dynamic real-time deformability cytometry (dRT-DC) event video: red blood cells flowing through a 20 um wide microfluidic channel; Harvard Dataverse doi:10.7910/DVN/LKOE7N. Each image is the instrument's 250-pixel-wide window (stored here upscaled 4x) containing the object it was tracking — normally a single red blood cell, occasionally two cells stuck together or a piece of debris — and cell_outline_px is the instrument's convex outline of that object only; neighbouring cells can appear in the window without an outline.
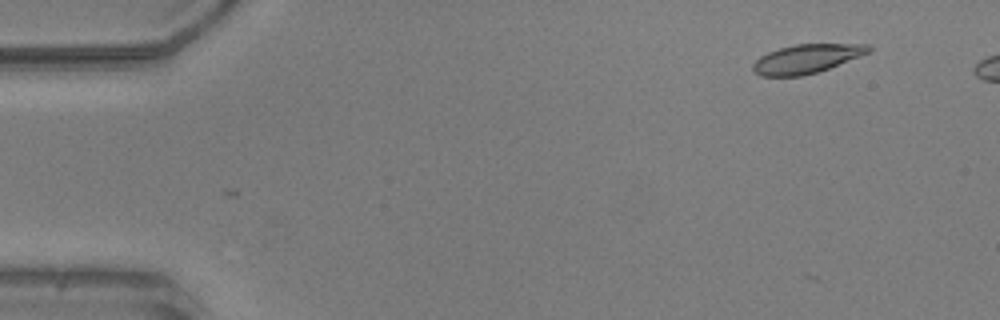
{"species": "common noctule bat (a hibernating species)", "species_latin": "Nyctalus noctula", "temperature_condition": "warm", "stored_images_in_passage": 10, "camera_frame_rate_fps": 3000, "um_per_image_px": 0.085, "animal": {"sex": "male", "body_mass_g": 20.5, "forearm_length_mm": 52.5}, "frame": {"image": 1, "passage_image": 5, "time_ms": 1.333, "image_size_px": [1000, 320], "cell_outline_px": [[872, 48], [868, 52], [860, 56], [828, 68], [804, 76], [760, 76], [752, 72], [752, 64], [760, 56], [768, 52], [780, 48], [796, 44], [868, 44]], "centroid_in_image_um": [68.51, 5.0], "position_along_channel_um": 16.5, "area_um2": 19.36}}